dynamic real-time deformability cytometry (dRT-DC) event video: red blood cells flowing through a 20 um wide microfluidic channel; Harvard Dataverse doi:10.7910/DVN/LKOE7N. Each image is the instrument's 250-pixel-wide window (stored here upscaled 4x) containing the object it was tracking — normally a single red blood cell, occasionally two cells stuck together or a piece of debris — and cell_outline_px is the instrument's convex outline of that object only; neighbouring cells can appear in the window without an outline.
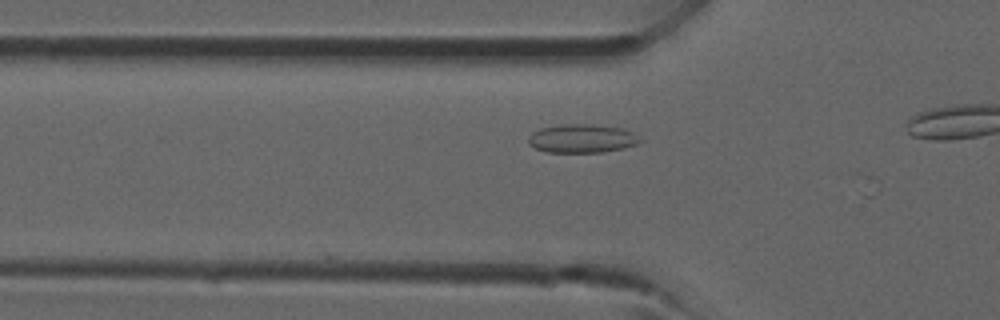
{"species": "common noctule bat (a hibernating species)", "species_latin": "Nyctalus noctula", "temperature_condition": "room temperature", "stored_images_in_passage": 13, "camera_frame_rate_fps": 3000, "um_per_image_px": 0.085, "animal": {"sex": "male", "forearm_length_mm": 52.5}, "frame": {"image": 1, "passage_image": 12, "time_ms": 3.667, "image_size_px": [1000, 320], "cell_outline_px": [[644, 140], [636, 144], [624, 148], [600, 152], [548, 152], [536, 148], [528, 144], [528, 136], [532, 132], [540, 128], [564, 124], [584, 124], [620, 128], [632, 132]], "centroid_in_image_um": [49.45, 11.78], "position_along_channel_um": 76.4, "area_um2": 18.44}}